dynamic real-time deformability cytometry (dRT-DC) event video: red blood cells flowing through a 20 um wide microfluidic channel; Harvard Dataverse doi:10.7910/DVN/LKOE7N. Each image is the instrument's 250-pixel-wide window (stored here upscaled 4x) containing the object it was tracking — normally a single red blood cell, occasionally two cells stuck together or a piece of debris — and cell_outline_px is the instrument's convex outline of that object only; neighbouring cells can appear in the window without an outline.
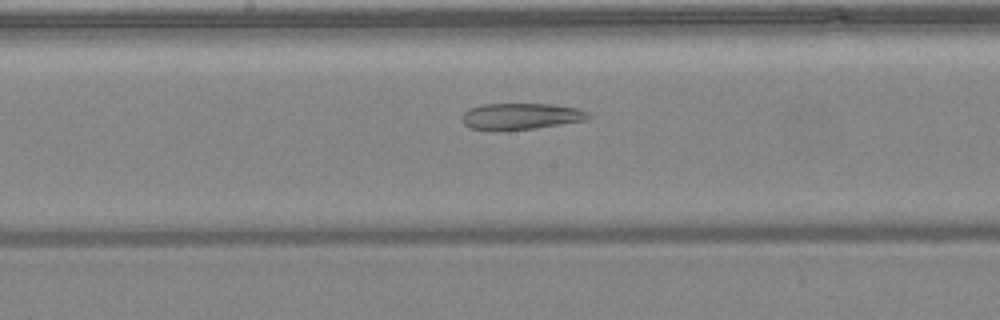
{"species": "common noctule bat (a hibernating species)", "species_latin": "Nyctalus noctula", "temperature_condition": "warm", "stored_images_in_passage": 50, "segment_of_instrument_passage": [1, 2], "camera_frame_rate_fps": 3000, "um_per_image_px": 0.085, "animal": {"sex": "female", "body_mass_g": 24.6, "forearm_length_mm": 56.2}, "frame": {"image": 1, "passage_image": 26, "time_ms": 8.333, "image_size_px": [1000, 320], "cell_outline_px": [[592, 116], [588, 120], [536, 128], [472, 128], [464, 124], [464, 112], [468, 108], [480, 104], [552, 104], [576, 108], [588, 112]], "centroid_in_image_um": [44.36, 9.84], "position_along_channel_um": 203.8, "area_um2": 18.79}}
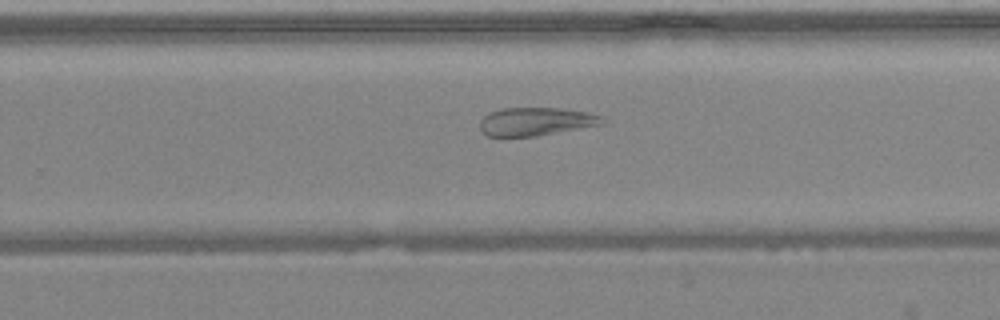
{"frame": {"image": 2, "passage_image": 32, "time_ms": 10.333, "image_size_px": [1000, 320], "cell_outline_px": [[604, 124], [536, 136], [488, 136], [480, 128], [480, 120], [488, 112], [504, 108], [560, 108], [588, 112], [600, 116], [604, 120]], "centroid_in_image_um": [45.55, 10.32], "position_along_channel_um": 284.3, "area_um2": 20.0}}
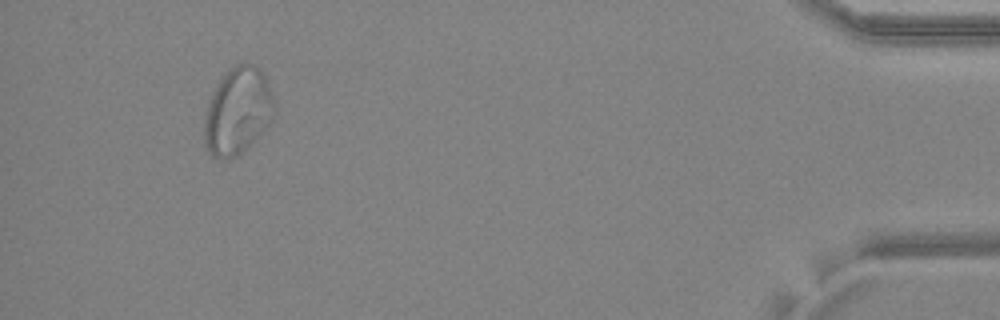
{"frame": {"image": 3, "passage_image": 47, "time_ms": 15.333, "image_size_px": [1000, 320], "cell_outline_px": [[276, 108], [272, 120], [240, 152], [224, 160], [212, 156], [208, 152], [204, 144], [204, 116], [212, 92], [220, 80], [236, 64], [244, 60], [252, 64], [264, 76], [272, 92]], "centroid_in_image_um": [20.18, 9.42], "position_along_channel_um": 415.0, "area_um2": 34.91}}